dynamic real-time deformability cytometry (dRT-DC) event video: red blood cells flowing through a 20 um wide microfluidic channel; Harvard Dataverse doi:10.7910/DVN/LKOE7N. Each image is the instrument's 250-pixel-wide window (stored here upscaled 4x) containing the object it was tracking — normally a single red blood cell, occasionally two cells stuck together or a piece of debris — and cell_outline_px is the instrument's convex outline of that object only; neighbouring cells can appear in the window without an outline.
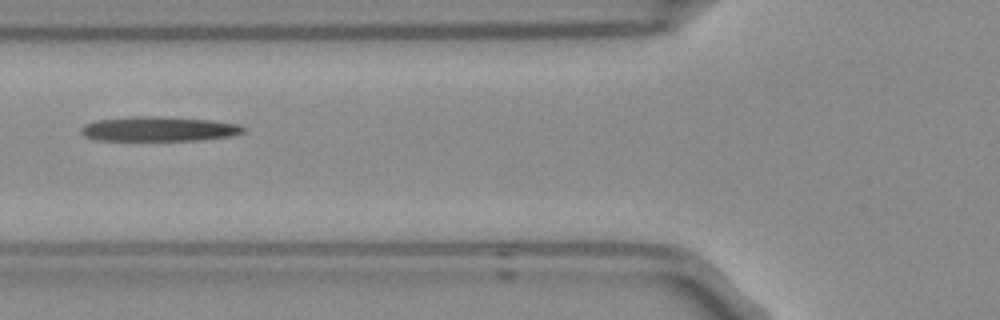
{"species": "Egyptian fruit bat (a non-hibernating species)", "species_latin": "Rousettus aegyptiacus", "temperature_condition": "room temperature", "stored_images_in_passage": 2, "camera_frame_rate_fps": 3000, "um_per_image_px": 0.085, "frame": {"image": 1, "passage_image": 2, "time_ms": 0.333, "image_size_px": [1000, 320], "cell_outline_px": [[248, 128], [244, 132], [232, 136], [196, 140], [96, 140], [84, 136], [80, 132], [80, 128], [84, 124], [96, 120], [132, 116], [164, 116], [212, 120], [240, 124]], "centroid_in_image_um": [13.51, 10.95], "position_along_channel_um": 112.3, "area_um2": 23.64}}